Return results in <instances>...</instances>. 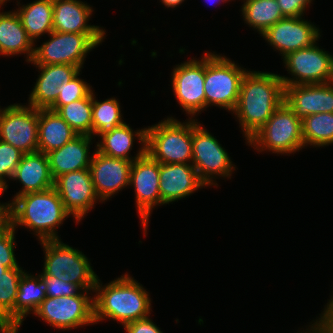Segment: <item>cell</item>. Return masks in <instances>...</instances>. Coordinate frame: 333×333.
I'll return each mask as SVG.
<instances>
[{
    "mask_svg": "<svg viewBox=\"0 0 333 333\" xmlns=\"http://www.w3.org/2000/svg\"><path fill=\"white\" fill-rule=\"evenodd\" d=\"M328 301L327 307L325 306L317 320L325 327L328 333H333V296Z\"/></svg>",
    "mask_w": 333,
    "mask_h": 333,
    "instance_id": "ab89813d",
    "label": "cell"
},
{
    "mask_svg": "<svg viewBox=\"0 0 333 333\" xmlns=\"http://www.w3.org/2000/svg\"><path fill=\"white\" fill-rule=\"evenodd\" d=\"M284 102L280 74L250 71L243 77L235 114L248 141Z\"/></svg>",
    "mask_w": 333,
    "mask_h": 333,
    "instance_id": "6da1fadb",
    "label": "cell"
},
{
    "mask_svg": "<svg viewBox=\"0 0 333 333\" xmlns=\"http://www.w3.org/2000/svg\"><path fill=\"white\" fill-rule=\"evenodd\" d=\"M91 154L89 166L91 179L100 202H104L129 186L133 161L108 157L96 150Z\"/></svg>",
    "mask_w": 333,
    "mask_h": 333,
    "instance_id": "e0dca14e",
    "label": "cell"
},
{
    "mask_svg": "<svg viewBox=\"0 0 333 333\" xmlns=\"http://www.w3.org/2000/svg\"><path fill=\"white\" fill-rule=\"evenodd\" d=\"M94 293L95 324L109 318L125 325L151 314V298L148 292L128 273L104 286L98 277Z\"/></svg>",
    "mask_w": 333,
    "mask_h": 333,
    "instance_id": "7a4b0ae2",
    "label": "cell"
},
{
    "mask_svg": "<svg viewBox=\"0 0 333 333\" xmlns=\"http://www.w3.org/2000/svg\"><path fill=\"white\" fill-rule=\"evenodd\" d=\"M9 202V221L12 226L15 229L24 226L32 230L39 241L60 239L57 229L65 218L71 216L54 187L17 196Z\"/></svg>",
    "mask_w": 333,
    "mask_h": 333,
    "instance_id": "3957f363",
    "label": "cell"
},
{
    "mask_svg": "<svg viewBox=\"0 0 333 333\" xmlns=\"http://www.w3.org/2000/svg\"><path fill=\"white\" fill-rule=\"evenodd\" d=\"M0 140L23 154L38 152V109L12 104L0 114Z\"/></svg>",
    "mask_w": 333,
    "mask_h": 333,
    "instance_id": "7c38bea8",
    "label": "cell"
},
{
    "mask_svg": "<svg viewBox=\"0 0 333 333\" xmlns=\"http://www.w3.org/2000/svg\"><path fill=\"white\" fill-rule=\"evenodd\" d=\"M248 70L239 67L229 58L205 53V109L209 106H217L225 110L234 111L244 75Z\"/></svg>",
    "mask_w": 333,
    "mask_h": 333,
    "instance_id": "5b68a950",
    "label": "cell"
},
{
    "mask_svg": "<svg viewBox=\"0 0 333 333\" xmlns=\"http://www.w3.org/2000/svg\"><path fill=\"white\" fill-rule=\"evenodd\" d=\"M95 98L92 91V137L94 138L111 132L115 127L125 123L117 99L112 97L100 102Z\"/></svg>",
    "mask_w": 333,
    "mask_h": 333,
    "instance_id": "4dcf8cb0",
    "label": "cell"
},
{
    "mask_svg": "<svg viewBox=\"0 0 333 333\" xmlns=\"http://www.w3.org/2000/svg\"><path fill=\"white\" fill-rule=\"evenodd\" d=\"M171 87L182 110L194 119L205 110V54L200 60L189 59L178 64L171 73Z\"/></svg>",
    "mask_w": 333,
    "mask_h": 333,
    "instance_id": "4fadbf2b",
    "label": "cell"
},
{
    "mask_svg": "<svg viewBox=\"0 0 333 333\" xmlns=\"http://www.w3.org/2000/svg\"><path fill=\"white\" fill-rule=\"evenodd\" d=\"M15 11L33 43L41 35H49L53 31V0H36L19 6Z\"/></svg>",
    "mask_w": 333,
    "mask_h": 333,
    "instance_id": "83f0119b",
    "label": "cell"
},
{
    "mask_svg": "<svg viewBox=\"0 0 333 333\" xmlns=\"http://www.w3.org/2000/svg\"><path fill=\"white\" fill-rule=\"evenodd\" d=\"M78 135L57 112L38 109V152L47 154Z\"/></svg>",
    "mask_w": 333,
    "mask_h": 333,
    "instance_id": "484cf974",
    "label": "cell"
},
{
    "mask_svg": "<svg viewBox=\"0 0 333 333\" xmlns=\"http://www.w3.org/2000/svg\"><path fill=\"white\" fill-rule=\"evenodd\" d=\"M284 17H303L313 0H276Z\"/></svg>",
    "mask_w": 333,
    "mask_h": 333,
    "instance_id": "74e56055",
    "label": "cell"
},
{
    "mask_svg": "<svg viewBox=\"0 0 333 333\" xmlns=\"http://www.w3.org/2000/svg\"><path fill=\"white\" fill-rule=\"evenodd\" d=\"M3 192H5V191H4V188H1V187H0V194H2Z\"/></svg>",
    "mask_w": 333,
    "mask_h": 333,
    "instance_id": "7dc6e473",
    "label": "cell"
},
{
    "mask_svg": "<svg viewBox=\"0 0 333 333\" xmlns=\"http://www.w3.org/2000/svg\"><path fill=\"white\" fill-rule=\"evenodd\" d=\"M167 8H176L184 2V0H160Z\"/></svg>",
    "mask_w": 333,
    "mask_h": 333,
    "instance_id": "7bdbcfd3",
    "label": "cell"
},
{
    "mask_svg": "<svg viewBox=\"0 0 333 333\" xmlns=\"http://www.w3.org/2000/svg\"><path fill=\"white\" fill-rule=\"evenodd\" d=\"M65 209L80 222L87 213L94 208L100 199L97 196L88 169H81L64 173L54 180Z\"/></svg>",
    "mask_w": 333,
    "mask_h": 333,
    "instance_id": "9a60e30c",
    "label": "cell"
},
{
    "mask_svg": "<svg viewBox=\"0 0 333 333\" xmlns=\"http://www.w3.org/2000/svg\"><path fill=\"white\" fill-rule=\"evenodd\" d=\"M2 194H0L1 196ZM9 221V202L0 203V227Z\"/></svg>",
    "mask_w": 333,
    "mask_h": 333,
    "instance_id": "60d3db41",
    "label": "cell"
},
{
    "mask_svg": "<svg viewBox=\"0 0 333 333\" xmlns=\"http://www.w3.org/2000/svg\"><path fill=\"white\" fill-rule=\"evenodd\" d=\"M243 2L241 6L243 19L259 34L285 18L276 0H244Z\"/></svg>",
    "mask_w": 333,
    "mask_h": 333,
    "instance_id": "f546056e",
    "label": "cell"
},
{
    "mask_svg": "<svg viewBox=\"0 0 333 333\" xmlns=\"http://www.w3.org/2000/svg\"><path fill=\"white\" fill-rule=\"evenodd\" d=\"M123 327L126 333H163L150 317L129 322Z\"/></svg>",
    "mask_w": 333,
    "mask_h": 333,
    "instance_id": "f35d334b",
    "label": "cell"
},
{
    "mask_svg": "<svg viewBox=\"0 0 333 333\" xmlns=\"http://www.w3.org/2000/svg\"><path fill=\"white\" fill-rule=\"evenodd\" d=\"M283 61L284 67L293 77L280 75L284 86L333 82V54L319 48L317 42L289 53Z\"/></svg>",
    "mask_w": 333,
    "mask_h": 333,
    "instance_id": "8fae6325",
    "label": "cell"
},
{
    "mask_svg": "<svg viewBox=\"0 0 333 333\" xmlns=\"http://www.w3.org/2000/svg\"><path fill=\"white\" fill-rule=\"evenodd\" d=\"M192 165L206 186L218 187L214 178L219 176L231 179L236 169L225 148L197 119H192Z\"/></svg>",
    "mask_w": 333,
    "mask_h": 333,
    "instance_id": "9c48e42d",
    "label": "cell"
},
{
    "mask_svg": "<svg viewBox=\"0 0 333 333\" xmlns=\"http://www.w3.org/2000/svg\"><path fill=\"white\" fill-rule=\"evenodd\" d=\"M304 148L308 145L324 147L333 144V113H317L302 120Z\"/></svg>",
    "mask_w": 333,
    "mask_h": 333,
    "instance_id": "1f68e13d",
    "label": "cell"
},
{
    "mask_svg": "<svg viewBox=\"0 0 333 333\" xmlns=\"http://www.w3.org/2000/svg\"><path fill=\"white\" fill-rule=\"evenodd\" d=\"M79 135L92 136V92L56 111Z\"/></svg>",
    "mask_w": 333,
    "mask_h": 333,
    "instance_id": "d6a6232c",
    "label": "cell"
},
{
    "mask_svg": "<svg viewBox=\"0 0 333 333\" xmlns=\"http://www.w3.org/2000/svg\"><path fill=\"white\" fill-rule=\"evenodd\" d=\"M35 66L41 73L29 95L28 105L36 109H49L59 95L58 87L81 72L80 67L70 64Z\"/></svg>",
    "mask_w": 333,
    "mask_h": 333,
    "instance_id": "ffe728a7",
    "label": "cell"
},
{
    "mask_svg": "<svg viewBox=\"0 0 333 333\" xmlns=\"http://www.w3.org/2000/svg\"><path fill=\"white\" fill-rule=\"evenodd\" d=\"M44 251L43 273L78 285L82 290L95 289L98 276L86 255L61 239L40 241Z\"/></svg>",
    "mask_w": 333,
    "mask_h": 333,
    "instance_id": "52a82bcc",
    "label": "cell"
},
{
    "mask_svg": "<svg viewBox=\"0 0 333 333\" xmlns=\"http://www.w3.org/2000/svg\"><path fill=\"white\" fill-rule=\"evenodd\" d=\"M91 140L93 137L90 135H78L61 148L47 153L54 180L64 173L89 168L92 158L89 153Z\"/></svg>",
    "mask_w": 333,
    "mask_h": 333,
    "instance_id": "603a6c76",
    "label": "cell"
},
{
    "mask_svg": "<svg viewBox=\"0 0 333 333\" xmlns=\"http://www.w3.org/2000/svg\"><path fill=\"white\" fill-rule=\"evenodd\" d=\"M12 179L22 184L20 191L13 196V200L17 196L53 188L54 179L50 172L47 154L41 152L23 154Z\"/></svg>",
    "mask_w": 333,
    "mask_h": 333,
    "instance_id": "44dd1931",
    "label": "cell"
},
{
    "mask_svg": "<svg viewBox=\"0 0 333 333\" xmlns=\"http://www.w3.org/2000/svg\"><path fill=\"white\" fill-rule=\"evenodd\" d=\"M258 152L277 154L296 153L304 148L302 120L286 104L275 110L268 121L247 141Z\"/></svg>",
    "mask_w": 333,
    "mask_h": 333,
    "instance_id": "8992f818",
    "label": "cell"
},
{
    "mask_svg": "<svg viewBox=\"0 0 333 333\" xmlns=\"http://www.w3.org/2000/svg\"><path fill=\"white\" fill-rule=\"evenodd\" d=\"M93 8L80 0H53V31L62 33H106L89 25Z\"/></svg>",
    "mask_w": 333,
    "mask_h": 333,
    "instance_id": "7402d4cb",
    "label": "cell"
},
{
    "mask_svg": "<svg viewBox=\"0 0 333 333\" xmlns=\"http://www.w3.org/2000/svg\"><path fill=\"white\" fill-rule=\"evenodd\" d=\"M8 268L3 266L1 263H0V278L2 277V275L5 273V271L7 270Z\"/></svg>",
    "mask_w": 333,
    "mask_h": 333,
    "instance_id": "ee69618b",
    "label": "cell"
},
{
    "mask_svg": "<svg viewBox=\"0 0 333 333\" xmlns=\"http://www.w3.org/2000/svg\"><path fill=\"white\" fill-rule=\"evenodd\" d=\"M24 272L21 267L8 268L0 278V333H15V301Z\"/></svg>",
    "mask_w": 333,
    "mask_h": 333,
    "instance_id": "f1b7e54d",
    "label": "cell"
},
{
    "mask_svg": "<svg viewBox=\"0 0 333 333\" xmlns=\"http://www.w3.org/2000/svg\"><path fill=\"white\" fill-rule=\"evenodd\" d=\"M9 2L10 0H0V8L5 5V3Z\"/></svg>",
    "mask_w": 333,
    "mask_h": 333,
    "instance_id": "f6af8a7d",
    "label": "cell"
},
{
    "mask_svg": "<svg viewBox=\"0 0 333 333\" xmlns=\"http://www.w3.org/2000/svg\"><path fill=\"white\" fill-rule=\"evenodd\" d=\"M314 322L315 323H313L309 326L310 328L306 329L307 332L305 331L304 333H308V332L309 333H328L327 330L325 329V327L317 319ZM299 333H303V332H299Z\"/></svg>",
    "mask_w": 333,
    "mask_h": 333,
    "instance_id": "b9f144b4",
    "label": "cell"
},
{
    "mask_svg": "<svg viewBox=\"0 0 333 333\" xmlns=\"http://www.w3.org/2000/svg\"><path fill=\"white\" fill-rule=\"evenodd\" d=\"M159 180L161 205H169L206 187L192 164L160 163Z\"/></svg>",
    "mask_w": 333,
    "mask_h": 333,
    "instance_id": "d6986e66",
    "label": "cell"
},
{
    "mask_svg": "<svg viewBox=\"0 0 333 333\" xmlns=\"http://www.w3.org/2000/svg\"><path fill=\"white\" fill-rule=\"evenodd\" d=\"M140 141L141 148L136 156L132 157L130 151L133 147L134 138ZM147 128L134 131L126 122L115 127L111 132L100 136V142H97L96 151L112 158H121L128 161L143 156L146 153ZM131 156V157H130Z\"/></svg>",
    "mask_w": 333,
    "mask_h": 333,
    "instance_id": "cb8c5ba5",
    "label": "cell"
},
{
    "mask_svg": "<svg viewBox=\"0 0 333 333\" xmlns=\"http://www.w3.org/2000/svg\"><path fill=\"white\" fill-rule=\"evenodd\" d=\"M79 75H81L80 72L70 82L58 87L59 95L49 110L56 112L61 106L85 98L92 92V86L84 79H80Z\"/></svg>",
    "mask_w": 333,
    "mask_h": 333,
    "instance_id": "836d02e7",
    "label": "cell"
},
{
    "mask_svg": "<svg viewBox=\"0 0 333 333\" xmlns=\"http://www.w3.org/2000/svg\"><path fill=\"white\" fill-rule=\"evenodd\" d=\"M34 45L16 11L0 12V55L26 54L29 63L33 59Z\"/></svg>",
    "mask_w": 333,
    "mask_h": 333,
    "instance_id": "d4e9b609",
    "label": "cell"
},
{
    "mask_svg": "<svg viewBox=\"0 0 333 333\" xmlns=\"http://www.w3.org/2000/svg\"><path fill=\"white\" fill-rule=\"evenodd\" d=\"M159 173L160 163L147 152L133 161L130 170L129 186L135 188V204L145 234L153 208L161 205Z\"/></svg>",
    "mask_w": 333,
    "mask_h": 333,
    "instance_id": "5bb4252c",
    "label": "cell"
},
{
    "mask_svg": "<svg viewBox=\"0 0 333 333\" xmlns=\"http://www.w3.org/2000/svg\"><path fill=\"white\" fill-rule=\"evenodd\" d=\"M22 155L20 150L0 140V187L4 188V191L8 189L6 179H12Z\"/></svg>",
    "mask_w": 333,
    "mask_h": 333,
    "instance_id": "e575fe53",
    "label": "cell"
},
{
    "mask_svg": "<svg viewBox=\"0 0 333 333\" xmlns=\"http://www.w3.org/2000/svg\"><path fill=\"white\" fill-rule=\"evenodd\" d=\"M82 290L75 296L46 297L33 313L42 321L59 330H69L95 324L94 297Z\"/></svg>",
    "mask_w": 333,
    "mask_h": 333,
    "instance_id": "30bf717a",
    "label": "cell"
},
{
    "mask_svg": "<svg viewBox=\"0 0 333 333\" xmlns=\"http://www.w3.org/2000/svg\"><path fill=\"white\" fill-rule=\"evenodd\" d=\"M15 231L10 221L0 227V263L7 268L20 267L14 254Z\"/></svg>",
    "mask_w": 333,
    "mask_h": 333,
    "instance_id": "d590c367",
    "label": "cell"
},
{
    "mask_svg": "<svg viewBox=\"0 0 333 333\" xmlns=\"http://www.w3.org/2000/svg\"><path fill=\"white\" fill-rule=\"evenodd\" d=\"M284 102L303 120L317 113H333V82L284 86Z\"/></svg>",
    "mask_w": 333,
    "mask_h": 333,
    "instance_id": "ac0fdd59",
    "label": "cell"
},
{
    "mask_svg": "<svg viewBox=\"0 0 333 333\" xmlns=\"http://www.w3.org/2000/svg\"><path fill=\"white\" fill-rule=\"evenodd\" d=\"M47 285L38 275L24 272L19 281L17 298L15 301V333H19L20 326L28 314L34 313L46 296Z\"/></svg>",
    "mask_w": 333,
    "mask_h": 333,
    "instance_id": "4316f807",
    "label": "cell"
},
{
    "mask_svg": "<svg viewBox=\"0 0 333 333\" xmlns=\"http://www.w3.org/2000/svg\"><path fill=\"white\" fill-rule=\"evenodd\" d=\"M205 1H208V3L210 2V1H213V0H205ZM216 1H219V3L218 4H220L221 2H229V0H216ZM215 2V1H214ZM213 3V2H212ZM216 3V2H215Z\"/></svg>",
    "mask_w": 333,
    "mask_h": 333,
    "instance_id": "bcb514c9",
    "label": "cell"
},
{
    "mask_svg": "<svg viewBox=\"0 0 333 333\" xmlns=\"http://www.w3.org/2000/svg\"><path fill=\"white\" fill-rule=\"evenodd\" d=\"M146 152L159 163L192 164V119L182 123L171 116L148 126Z\"/></svg>",
    "mask_w": 333,
    "mask_h": 333,
    "instance_id": "277c9868",
    "label": "cell"
},
{
    "mask_svg": "<svg viewBox=\"0 0 333 333\" xmlns=\"http://www.w3.org/2000/svg\"><path fill=\"white\" fill-rule=\"evenodd\" d=\"M39 275L47 285V297L75 296L82 291V289L76 284L62 281L54 276L45 275L43 272Z\"/></svg>",
    "mask_w": 333,
    "mask_h": 333,
    "instance_id": "8d00e7d4",
    "label": "cell"
},
{
    "mask_svg": "<svg viewBox=\"0 0 333 333\" xmlns=\"http://www.w3.org/2000/svg\"><path fill=\"white\" fill-rule=\"evenodd\" d=\"M320 30L302 17H285L269 27L261 36L280 51L282 59L289 53L309 47L320 39Z\"/></svg>",
    "mask_w": 333,
    "mask_h": 333,
    "instance_id": "2e32d148",
    "label": "cell"
},
{
    "mask_svg": "<svg viewBox=\"0 0 333 333\" xmlns=\"http://www.w3.org/2000/svg\"><path fill=\"white\" fill-rule=\"evenodd\" d=\"M106 33H62L52 31L49 40L34 46V65L70 64L83 68L87 53L104 42Z\"/></svg>",
    "mask_w": 333,
    "mask_h": 333,
    "instance_id": "ba28073f",
    "label": "cell"
}]
</instances>
